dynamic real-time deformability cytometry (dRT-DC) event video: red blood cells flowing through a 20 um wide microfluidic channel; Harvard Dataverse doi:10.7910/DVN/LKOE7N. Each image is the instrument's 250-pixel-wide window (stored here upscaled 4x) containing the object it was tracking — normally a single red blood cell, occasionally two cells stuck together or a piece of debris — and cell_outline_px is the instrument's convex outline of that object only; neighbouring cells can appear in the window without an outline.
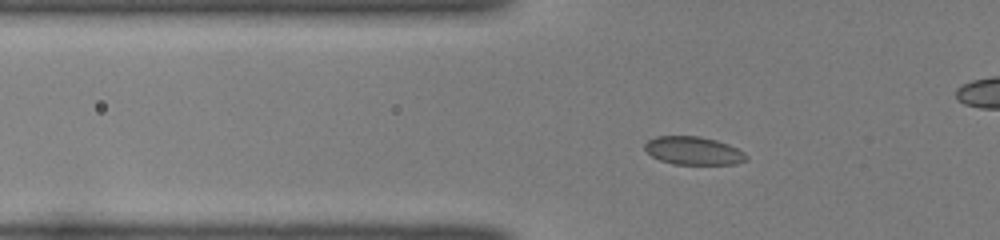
{"species": "common noctule bat (a hibernating species)", "species_latin": "Nyctalus noctula", "temperature_condition": "room temperature", "stored_images_in_passage": 37, "camera_frame_rate_fps": 3000, "um_per_image_px": 0.085, "animal": {"sex": "female", "body_mass_g": 22.0, "forearm_length_mm": 56.7}, "frame": {"image": 1, "passage_image": 10, "time_ms": 3.0, "image_size_px": [1000, 240], "cell_outline_px": [[748, 160], [736, 164], [672, 164], [660, 160], [652, 156], [644, 148], [644, 144], [648, 140], [656, 136], [700, 136], [716, 140], [728, 144], [744, 152], [748, 156]], "centroid_in_image_um": [58.95, 12.81], "position_along_channel_um": 66.8, "area_um2": 16.7}}
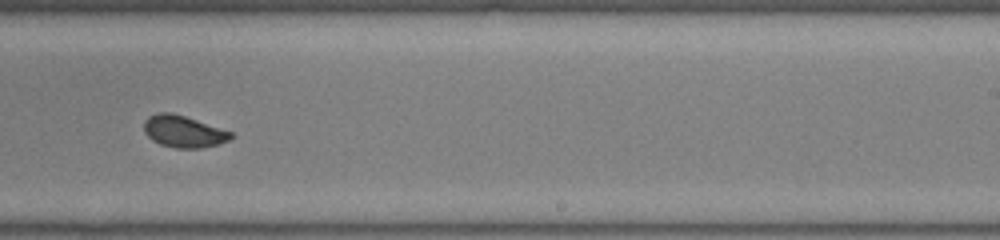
{"frame": {"image": 2, "passage_image": 26, "time_ms": 8.333, "image_size_px": [1000, 240], "cell_outline_px": [[236, 136], [220, 144], [200, 148], [176, 148], [160, 144], [152, 140], [144, 132], [144, 120], [148, 116], [156, 112], [172, 112], [232, 132]], "centroid_in_image_um": [15.59, 11.17], "position_along_channel_um": 273.4, "area_um2": 16.18}}
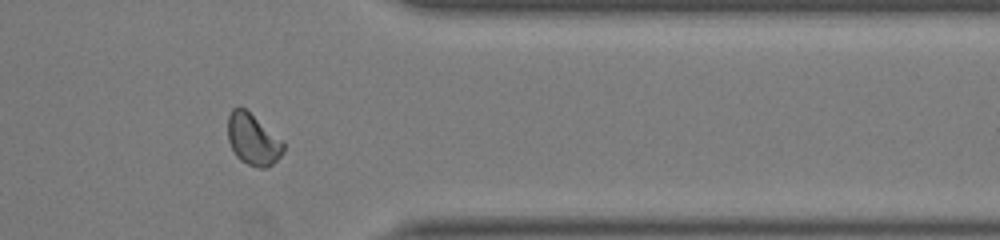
{"frame": {"image": 3, "passage_image": 35, "time_ms": 11.333, "image_size_px": [1000, 240], "cell_outline_px": [[284, 152], [268, 168], [256, 168], [240, 160], [236, 156], [228, 140], [228, 116], [232, 108], [240, 104], [284, 140]], "centroid_in_image_um": [21.51, 11.83], "position_along_channel_um": 389.9, "area_um2": 16.99}, "authors_computed_cell_mechanics": {"area_um2": 16.473, "velocity_mm_per_s": 4.0091, "shape_relaxation_time_tau1_ms": 6.0133, "shape_relaxation_time_tau2_ms": null, "deformation_change_tau1": 0.1149, "deformation_change_tau2": null}}